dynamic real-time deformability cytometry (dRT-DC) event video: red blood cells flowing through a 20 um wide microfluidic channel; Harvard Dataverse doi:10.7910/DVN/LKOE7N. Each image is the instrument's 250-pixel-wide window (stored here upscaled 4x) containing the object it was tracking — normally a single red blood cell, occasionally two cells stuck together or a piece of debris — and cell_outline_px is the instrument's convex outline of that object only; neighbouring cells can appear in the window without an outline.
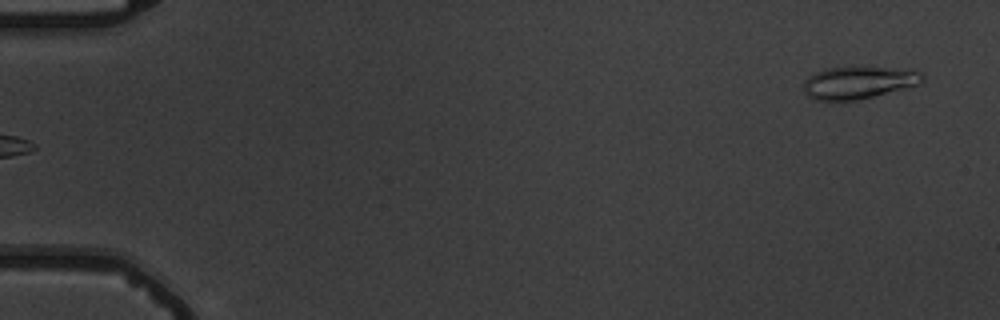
{"species": "common noctule bat (a hibernating species)", "species_latin": "Nyctalus noctula", "temperature_condition": "warm", "stored_images_in_passage": 6, "camera_frame_rate_fps": 3000, "um_per_image_px": 0.085, "animal": {"sex": "male", "body_mass_g": 19.5, "forearm_length_mm": 54.6}, "frame": {"image": 1, "passage_image": 6, "time_ms": 6.667, "image_size_px": [1000, 320], "cell_outline_px": [[924, 80], [920, 84], [856, 100], [816, 100], [808, 96], [804, 92], [804, 80], [808, 76], [816, 72], [828, 68], [884, 68], [920, 72], [924, 76]], "centroid_in_image_um": [72.92, 7.03], "position_along_channel_um": 12.1, "area_um2": 21.73}}